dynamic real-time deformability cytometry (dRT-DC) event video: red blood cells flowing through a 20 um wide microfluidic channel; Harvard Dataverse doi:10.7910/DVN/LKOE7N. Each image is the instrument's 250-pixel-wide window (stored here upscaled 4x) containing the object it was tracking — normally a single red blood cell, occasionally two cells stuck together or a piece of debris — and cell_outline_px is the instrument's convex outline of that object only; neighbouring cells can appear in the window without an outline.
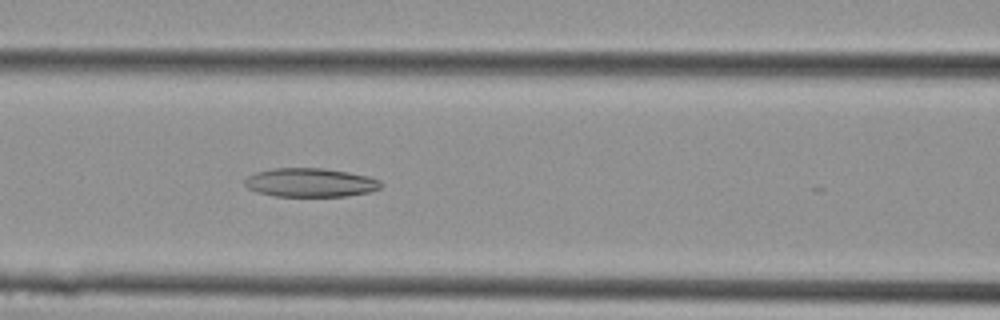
{"species": "Egyptian fruit bat (a non-hibernating species)", "species_latin": "Rousettus aegyptiacus", "temperature_condition": "cold", "stored_images_in_passage": 12, "camera_frame_rate_fps": 3000, "um_per_image_px": 0.085, "animal": {"sex": "female"}, "frame": {"image": 1, "passage_image": 12, "time_ms": 3.667, "image_size_px": [1000, 320], "cell_outline_px": [[380, 188], [368, 192], [348, 196], [276, 196], [256, 192], [248, 188], [244, 184], [244, 180], [248, 176], [256, 172], [272, 168], [324, 168], [348, 172], [368, 176], [380, 180]], "centroid_in_image_um": [26.35, 15.51], "position_along_channel_um": 140.2, "area_um2": 22.83}}